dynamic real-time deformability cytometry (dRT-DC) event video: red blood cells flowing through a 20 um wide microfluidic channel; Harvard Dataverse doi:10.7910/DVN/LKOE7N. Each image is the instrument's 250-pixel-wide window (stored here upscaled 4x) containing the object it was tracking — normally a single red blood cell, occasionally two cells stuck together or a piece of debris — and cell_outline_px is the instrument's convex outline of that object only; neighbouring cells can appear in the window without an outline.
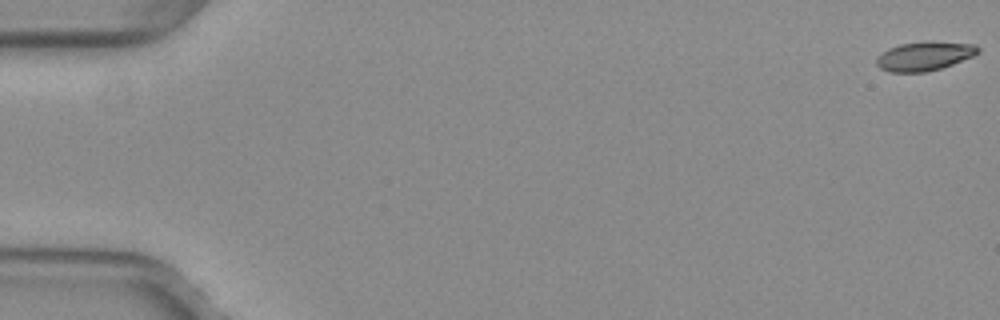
{"species": "common noctule bat (a hibernating species)", "species_latin": "Nyctalus noctula", "temperature_condition": "warm", "stored_images_in_passage": 17, "camera_frame_rate_fps": 3000, "um_per_image_px": 0.085, "animal": {"sex": "female", "body_mass_g": 29.2, "forearm_length_mm": 56.3}, "frame": {"image": 1, "passage_image": 1, "time_ms": 0.0, "image_size_px": [1000, 320], "cell_outline_px": [[980, 52], [972, 56], [952, 64], [940, 68], [924, 72], [888, 72], [880, 68], [876, 64], [876, 60], [888, 48], [900, 44], [976, 44], [980, 48]], "centroid_in_image_um": [78.54, 4.82], "position_along_channel_um": 6.5, "area_um2": 16.13}}
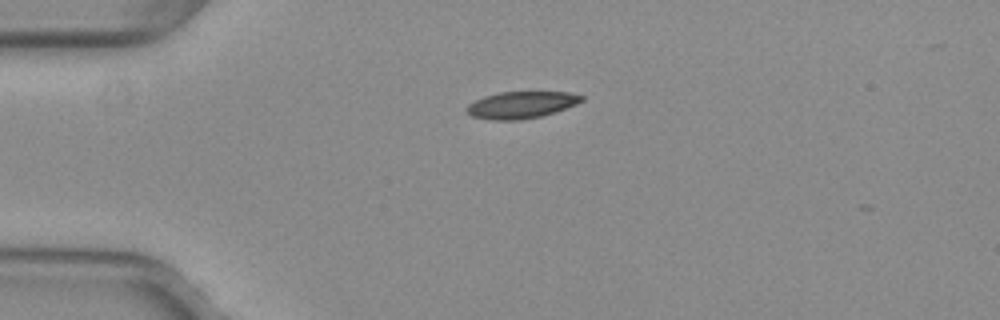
{"frame": {"image": 2, "passage_image": 14, "time_ms": 4.333, "image_size_px": [1000, 320], "cell_outline_px": [[584, 100], [576, 104], [556, 112], [540, 116], [520, 120], [492, 120], [472, 116], [464, 108], [468, 104], [484, 96], [500, 92], [568, 92], [584, 96]], "centroid_in_image_um": [44.31, 8.91], "position_along_channel_um": 40.7, "area_um2": 17.98}}